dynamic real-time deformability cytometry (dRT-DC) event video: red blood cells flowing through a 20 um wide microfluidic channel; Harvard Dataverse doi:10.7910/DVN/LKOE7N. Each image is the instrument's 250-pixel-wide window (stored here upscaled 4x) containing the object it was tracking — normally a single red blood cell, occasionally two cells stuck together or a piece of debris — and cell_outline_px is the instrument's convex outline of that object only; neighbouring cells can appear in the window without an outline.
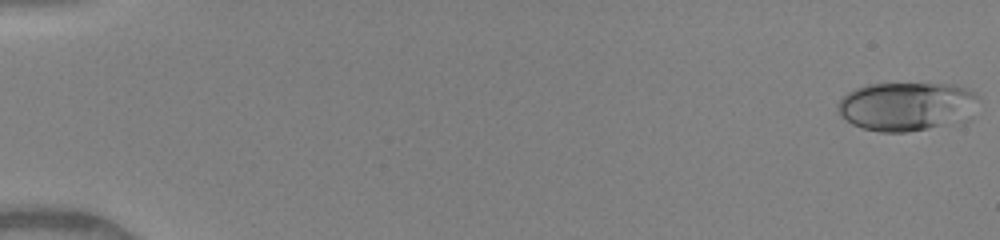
{"species": "human", "species_latin": "Homo sapiens", "temperature_condition": "warm", "stored_images_in_passage": 50, "camera_frame_rate_fps": 3000, "um_per_image_px": 0.085, "donor": {"sex": "female"}, "frame": {"image": 1, "passage_image": 1, "time_ms": 0.0, "image_size_px": [1000, 240], "cell_outline_px": [[980, 96], [936, 124], [928, 128], [904, 132], [880, 132], [864, 128], [852, 124], [836, 112], [836, 104], [848, 92], [856, 88], [868, 84], [956, 84], [968, 88], [976, 92]], "centroid_in_image_um": [76.73, 8.97], "position_along_channel_um": 8.3, "area_um2": 37.34}}
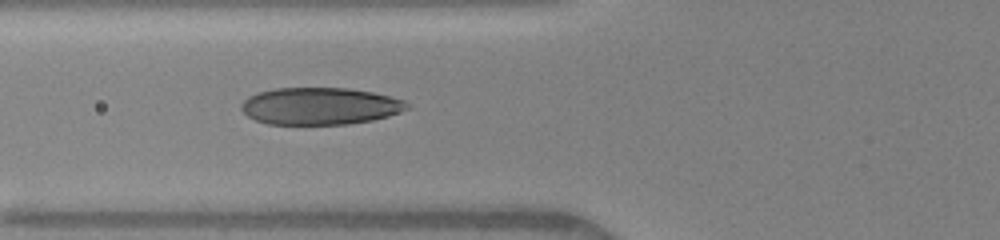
{"frame": {"image": 2, "passage_image": 20, "time_ms": 6.333, "image_size_px": [1000, 240], "cell_outline_px": [[412, 108], [388, 116], [372, 120], [348, 124], [268, 124], [256, 120], [248, 116], [240, 108], [240, 104], [248, 96], [260, 92], [276, 88], [348, 88], [372, 92], [404, 100]], "centroid_in_image_um": [27.2, 9.02], "position_along_channel_um": 98.6, "area_um2": 35.84}}
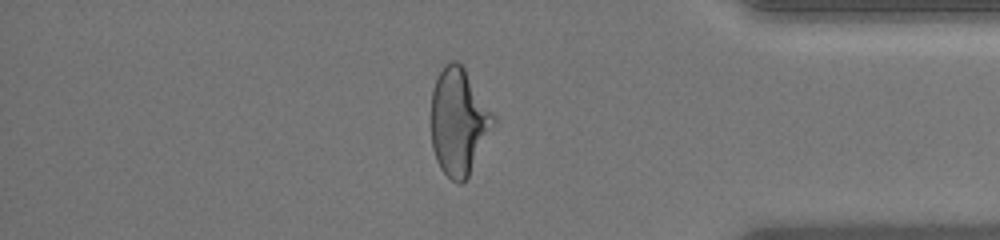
{"frame": {"image": 3, "passage_image": 43, "time_ms": 14.0, "image_size_px": [1000, 240], "cell_outline_px": [[496, 120], [468, 180], [460, 184], [452, 180], [440, 168], [436, 160], [432, 148], [432, 92], [436, 80], [444, 64], [452, 60], [456, 60], [464, 68], [496, 116]], "centroid_in_image_um": [39.0, 10.37], "position_along_channel_um": 396.2, "area_um2": 38.73}, "authors_computed_cell_mechanics": {"area_um2": 36.4429, "velocity_mm_per_s": 4.1244, "shape_relaxation_time_tau1_ms": 4.5124, "shape_relaxation_time_tau2_ms": 0.7415, "deformation_change_tau1": 0.1847, "deformation_change_tau2": 0.0739}}